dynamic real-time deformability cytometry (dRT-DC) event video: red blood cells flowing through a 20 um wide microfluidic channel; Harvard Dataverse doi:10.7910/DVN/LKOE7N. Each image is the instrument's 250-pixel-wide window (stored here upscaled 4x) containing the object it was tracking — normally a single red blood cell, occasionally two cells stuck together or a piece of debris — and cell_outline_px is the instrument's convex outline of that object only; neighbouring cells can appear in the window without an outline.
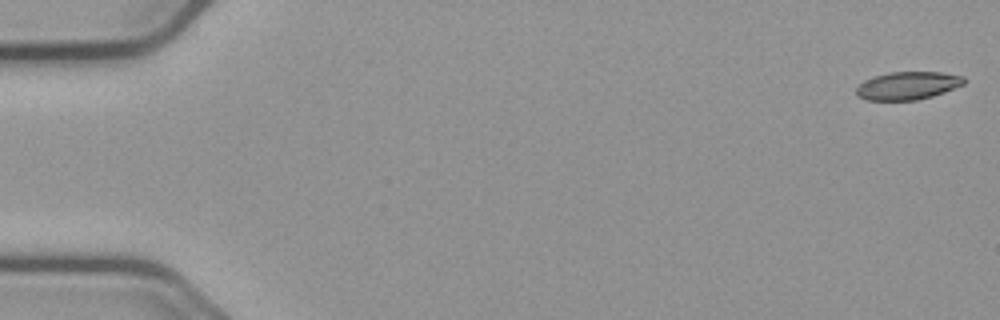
{"species": "common noctule bat (a hibernating species)", "species_latin": "Nyctalus noctula", "temperature_condition": "cold", "stored_images_in_passage": 13, "camera_frame_rate_fps": 3000, "um_per_image_px": 0.085, "animal": {"sex": "male", "body_mass_g": 23.1, "forearm_length_mm": 52.7}, "frame": {"image": 1, "passage_image": 1, "time_ms": 0.0, "image_size_px": [1000, 320], "cell_outline_px": [[964, 84], [944, 92], [932, 96], [916, 100], [864, 100], [856, 96], [856, 88], [864, 80], [872, 76], [888, 72], [944, 72], [964, 76]], "centroid_in_image_um": [77.12, 7.27], "position_along_channel_um": 7.9, "area_um2": 17.69}}